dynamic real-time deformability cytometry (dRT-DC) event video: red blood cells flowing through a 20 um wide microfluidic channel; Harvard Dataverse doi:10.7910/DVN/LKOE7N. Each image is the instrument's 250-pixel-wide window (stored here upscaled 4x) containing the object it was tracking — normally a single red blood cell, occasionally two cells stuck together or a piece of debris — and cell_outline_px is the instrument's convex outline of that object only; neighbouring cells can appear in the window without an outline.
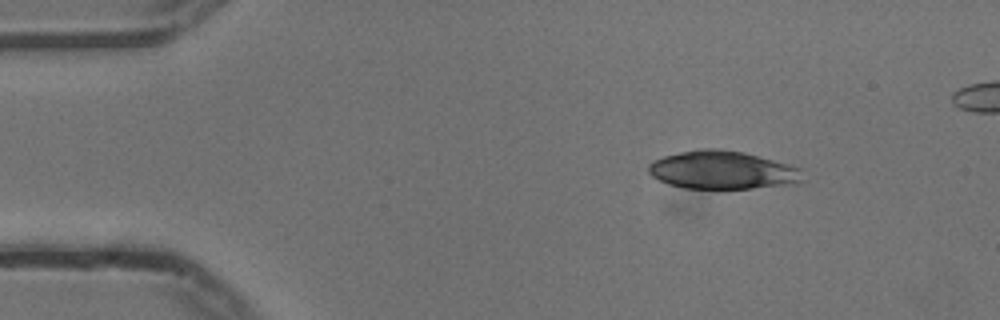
{"species": "common noctule bat (a hibernating species)", "species_latin": "Nyctalus noctula", "temperature_condition": "cold", "stored_images_in_passage": 51, "camera_frame_rate_fps": 3000, "um_per_image_px": 0.085, "animal": {"sex": "male", "body_mass_g": 13.3}, "frame": {"image": 1, "passage_image": 7, "time_ms": 2.0, "image_size_px": [1000, 320], "cell_outline_px": [[804, 180], [796, 184], [752, 188], [684, 188], [668, 184], [652, 176], [648, 172], [648, 164], [652, 160], [664, 156], [680, 152], [700, 148], [720, 148], [744, 152], [804, 168]], "centroid_in_image_um": [61.46, 14.45], "position_along_channel_um": 23.5, "area_um2": 34.74}}